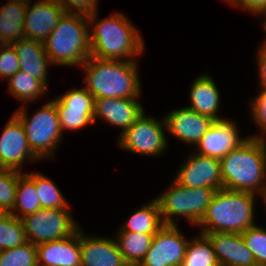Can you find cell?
Listing matches in <instances>:
<instances>
[{
	"label": "cell",
	"instance_id": "cell-27",
	"mask_svg": "<svg viewBox=\"0 0 266 266\" xmlns=\"http://www.w3.org/2000/svg\"><path fill=\"white\" fill-rule=\"evenodd\" d=\"M8 80L9 93L25 104L30 101L35 102L40 96L44 97L48 91V88L40 80L20 70Z\"/></svg>",
	"mask_w": 266,
	"mask_h": 266
},
{
	"label": "cell",
	"instance_id": "cell-5",
	"mask_svg": "<svg viewBox=\"0 0 266 266\" xmlns=\"http://www.w3.org/2000/svg\"><path fill=\"white\" fill-rule=\"evenodd\" d=\"M43 44L52 65L82 66L90 57L87 15L65 13Z\"/></svg>",
	"mask_w": 266,
	"mask_h": 266
},
{
	"label": "cell",
	"instance_id": "cell-39",
	"mask_svg": "<svg viewBox=\"0 0 266 266\" xmlns=\"http://www.w3.org/2000/svg\"><path fill=\"white\" fill-rule=\"evenodd\" d=\"M262 26H263L264 31L266 32V19L263 21ZM264 40L266 41L265 38H264Z\"/></svg>",
	"mask_w": 266,
	"mask_h": 266
},
{
	"label": "cell",
	"instance_id": "cell-40",
	"mask_svg": "<svg viewBox=\"0 0 266 266\" xmlns=\"http://www.w3.org/2000/svg\"><path fill=\"white\" fill-rule=\"evenodd\" d=\"M260 197H262V199L261 200H263L264 202V204H265V206H266V193L265 194H263L262 196H260Z\"/></svg>",
	"mask_w": 266,
	"mask_h": 266
},
{
	"label": "cell",
	"instance_id": "cell-1",
	"mask_svg": "<svg viewBox=\"0 0 266 266\" xmlns=\"http://www.w3.org/2000/svg\"><path fill=\"white\" fill-rule=\"evenodd\" d=\"M97 12L95 10L87 15L91 28L90 56L105 60L137 61V57L145 52V44L132 21L120 12L97 21Z\"/></svg>",
	"mask_w": 266,
	"mask_h": 266
},
{
	"label": "cell",
	"instance_id": "cell-6",
	"mask_svg": "<svg viewBox=\"0 0 266 266\" xmlns=\"http://www.w3.org/2000/svg\"><path fill=\"white\" fill-rule=\"evenodd\" d=\"M26 105L13 114L21 121L32 152L40 159L50 158L61 144L62 132L56 104L53 100L44 104L30 117Z\"/></svg>",
	"mask_w": 266,
	"mask_h": 266
},
{
	"label": "cell",
	"instance_id": "cell-26",
	"mask_svg": "<svg viewBox=\"0 0 266 266\" xmlns=\"http://www.w3.org/2000/svg\"><path fill=\"white\" fill-rule=\"evenodd\" d=\"M116 233V242L125 263L128 266H139L147 254L155 234L125 231Z\"/></svg>",
	"mask_w": 266,
	"mask_h": 266
},
{
	"label": "cell",
	"instance_id": "cell-42",
	"mask_svg": "<svg viewBox=\"0 0 266 266\" xmlns=\"http://www.w3.org/2000/svg\"><path fill=\"white\" fill-rule=\"evenodd\" d=\"M5 43L3 42V40H2V38L0 37V47L2 46V45H4Z\"/></svg>",
	"mask_w": 266,
	"mask_h": 266
},
{
	"label": "cell",
	"instance_id": "cell-14",
	"mask_svg": "<svg viewBox=\"0 0 266 266\" xmlns=\"http://www.w3.org/2000/svg\"><path fill=\"white\" fill-rule=\"evenodd\" d=\"M249 137H240L235 121L224 119L214 121L197 144L196 154L221 160L238 148Z\"/></svg>",
	"mask_w": 266,
	"mask_h": 266
},
{
	"label": "cell",
	"instance_id": "cell-32",
	"mask_svg": "<svg viewBox=\"0 0 266 266\" xmlns=\"http://www.w3.org/2000/svg\"><path fill=\"white\" fill-rule=\"evenodd\" d=\"M18 171L0 168V212L9 213L15 204Z\"/></svg>",
	"mask_w": 266,
	"mask_h": 266
},
{
	"label": "cell",
	"instance_id": "cell-22",
	"mask_svg": "<svg viewBox=\"0 0 266 266\" xmlns=\"http://www.w3.org/2000/svg\"><path fill=\"white\" fill-rule=\"evenodd\" d=\"M212 77L208 74H201L193 80L190 89V102L188 108L201 115L211 117L215 121L227 118L217 115L220 107V92Z\"/></svg>",
	"mask_w": 266,
	"mask_h": 266
},
{
	"label": "cell",
	"instance_id": "cell-36",
	"mask_svg": "<svg viewBox=\"0 0 266 266\" xmlns=\"http://www.w3.org/2000/svg\"><path fill=\"white\" fill-rule=\"evenodd\" d=\"M66 11V13H81L89 15L98 10L99 0H55Z\"/></svg>",
	"mask_w": 266,
	"mask_h": 266
},
{
	"label": "cell",
	"instance_id": "cell-28",
	"mask_svg": "<svg viewBox=\"0 0 266 266\" xmlns=\"http://www.w3.org/2000/svg\"><path fill=\"white\" fill-rule=\"evenodd\" d=\"M197 236L188 241L182 266H220L209 238L202 233Z\"/></svg>",
	"mask_w": 266,
	"mask_h": 266
},
{
	"label": "cell",
	"instance_id": "cell-15",
	"mask_svg": "<svg viewBox=\"0 0 266 266\" xmlns=\"http://www.w3.org/2000/svg\"><path fill=\"white\" fill-rule=\"evenodd\" d=\"M31 4L28 3L24 18L25 38L43 43L66 11L55 0H39Z\"/></svg>",
	"mask_w": 266,
	"mask_h": 266
},
{
	"label": "cell",
	"instance_id": "cell-19",
	"mask_svg": "<svg viewBox=\"0 0 266 266\" xmlns=\"http://www.w3.org/2000/svg\"><path fill=\"white\" fill-rule=\"evenodd\" d=\"M202 234L211 241L220 266H257L241 234L233 232Z\"/></svg>",
	"mask_w": 266,
	"mask_h": 266
},
{
	"label": "cell",
	"instance_id": "cell-10",
	"mask_svg": "<svg viewBox=\"0 0 266 266\" xmlns=\"http://www.w3.org/2000/svg\"><path fill=\"white\" fill-rule=\"evenodd\" d=\"M57 108L61 132L74 131L94 124L95 98L86 87L72 88L52 99Z\"/></svg>",
	"mask_w": 266,
	"mask_h": 266
},
{
	"label": "cell",
	"instance_id": "cell-3",
	"mask_svg": "<svg viewBox=\"0 0 266 266\" xmlns=\"http://www.w3.org/2000/svg\"><path fill=\"white\" fill-rule=\"evenodd\" d=\"M136 61L105 60L90 56L81 66L85 87L99 98H139L142 94Z\"/></svg>",
	"mask_w": 266,
	"mask_h": 266
},
{
	"label": "cell",
	"instance_id": "cell-23",
	"mask_svg": "<svg viewBox=\"0 0 266 266\" xmlns=\"http://www.w3.org/2000/svg\"><path fill=\"white\" fill-rule=\"evenodd\" d=\"M7 1L0 7V37L4 43H12L25 38L23 24L28 3Z\"/></svg>",
	"mask_w": 266,
	"mask_h": 266
},
{
	"label": "cell",
	"instance_id": "cell-20",
	"mask_svg": "<svg viewBox=\"0 0 266 266\" xmlns=\"http://www.w3.org/2000/svg\"><path fill=\"white\" fill-rule=\"evenodd\" d=\"M42 266H81L80 227L69 237L36 245Z\"/></svg>",
	"mask_w": 266,
	"mask_h": 266
},
{
	"label": "cell",
	"instance_id": "cell-16",
	"mask_svg": "<svg viewBox=\"0 0 266 266\" xmlns=\"http://www.w3.org/2000/svg\"><path fill=\"white\" fill-rule=\"evenodd\" d=\"M166 131L186 144L197 145L215 120L183 107L172 110L164 117Z\"/></svg>",
	"mask_w": 266,
	"mask_h": 266
},
{
	"label": "cell",
	"instance_id": "cell-7",
	"mask_svg": "<svg viewBox=\"0 0 266 266\" xmlns=\"http://www.w3.org/2000/svg\"><path fill=\"white\" fill-rule=\"evenodd\" d=\"M215 192L212 188H188L173 181L168 190L156 198L163 224L176 225L181 216L198 226Z\"/></svg>",
	"mask_w": 266,
	"mask_h": 266
},
{
	"label": "cell",
	"instance_id": "cell-34",
	"mask_svg": "<svg viewBox=\"0 0 266 266\" xmlns=\"http://www.w3.org/2000/svg\"><path fill=\"white\" fill-rule=\"evenodd\" d=\"M253 98L252 102H250V113L252 119L258 125L257 127L260 128L261 133L248 137L266 140V89H260V93Z\"/></svg>",
	"mask_w": 266,
	"mask_h": 266
},
{
	"label": "cell",
	"instance_id": "cell-11",
	"mask_svg": "<svg viewBox=\"0 0 266 266\" xmlns=\"http://www.w3.org/2000/svg\"><path fill=\"white\" fill-rule=\"evenodd\" d=\"M189 239L176 225H163L139 266H182Z\"/></svg>",
	"mask_w": 266,
	"mask_h": 266
},
{
	"label": "cell",
	"instance_id": "cell-33",
	"mask_svg": "<svg viewBox=\"0 0 266 266\" xmlns=\"http://www.w3.org/2000/svg\"><path fill=\"white\" fill-rule=\"evenodd\" d=\"M242 238L252 252L258 266H266V229L254 225L243 233Z\"/></svg>",
	"mask_w": 266,
	"mask_h": 266
},
{
	"label": "cell",
	"instance_id": "cell-41",
	"mask_svg": "<svg viewBox=\"0 0 266 266\" xmlns=\"http://www.w3.org/2000/svg\"><path fill=\"white\" fill-rule=\"evenodd\" d=\"M15 1H23V2H26V3H32L31 0H15Z\"/></svg>",
	"mask_w": 266,
	"mask_h": 266
},
{
	"label": "cell",
	"instance_id": "cell-24",
	"mask_svg": "<svg viewBox=\"0 0 266 266\" xmlns=\"http://www.w3.org/2000/svg\"><path fill=\"white\" fill-rule=\"evenodd\" d=\"M163 225L159 203L155 198L130 214L118 231L156 234Z\"/></svg>",
	"mask_w": 266,
	"mask_h": 266
},
{
	"label": "cell",
	"instance_id": "cell-31",
	"mask_svg": "<svg viewBox=\"0 0 266 266\" xmlns=\"http://www.w3.org/2000/svg\"><path fill=\"white\" fill-rule=\"evenodd\" d=\"M37 248L35 244L24 245L0 251V266H37Z\"/></svg>",
	"mask_w": 266,
	"mask_h": 266
},
{
	"label": "cell",
	"instance_id": "cell-12",
	"mask_svg": "<svg viewBox=\"0 0 266 266\" xmlns=\"http://www.w3.org/2000/svg\"><path fill=\"white\" fill-rule=\"evenodd\" d=\"M40 160L31 150L21 121L13 114L0 136V168L21 172L24 161Z\"/></svg>",
	"mask_w": 266,
	"mask_h": 266
},
{
	"label": "cell",
	"instance_id": "cell-38",
	"mask_svg": "<svg viewBox=\"0 0 266 266\" xmlns=\"http://www.w3.org/2000/svg\"><path fill=\"white\" fill-rule=\"evenodd\" d=\"M262 45L258 47L257 51V66L259 74L260 89H266V41L263 40Z\"/></svg>",
	"mask_w": 266,
	"mask_h": 266
},
{
	"label": "cell",
	"instance_id": "cell-21",
	"mask_svg": "<svg viewBox=\"0 0 266 266\" xmlns=\"http://www.w3.org/2000/svg\"><path fill=\"white\" fill-rule=\"evenodd\" d=\"M11 44L15 48L19 59V70L40 80L48 87L47 68L52 65L45 51L44 44L27 38L19 39Z\"/></svg>",
	"mask_w": 266,
	"mask_h": 266
},
{
	"label": "cell",
	"instance_id": "cell-4",
	"mask_svg": "<svg viewBox=\"0 0 266 266\" xmlns=\"http://www.w3.org/2000/svg\"><path fill=\"white\" fill-rule=\"evenodd\" d=\"M256 194L219 189L198 224L200 233H243L255 223Z\"/></svg>",
	"mask_w": 266,
	"mask_h": 266
},
{
	"label": "cell",
	"instance_id": "cell-9",
	"mask_svg": "<svg viewBox=\"0 0 266 266\" xmlns=\"http://www.w3.org/2000/svg\"><path fill=\"white\" fill-rule=\"evenodd\" d=\"M161 120L145 115L144 111L128 129L119 134L118 146L136 154L160 156L168 146L163 130L166 122L164 117Z\"/></svg>",
	"mask_w": 266,
	"mask_h": 266
},
{
	"label": "cell",
	"instance_id": "cell-18",
	"mask_svg": "<svg viewBox=\"0 0 266 266\" xmlns=\"http://www.w3.org/2000/svg\"><path fill=\"white\" fill-rule=\"evenodd\" d=\"M114 239L86 235L80 226L81 266H128Z\"/></svg>",
	"mask_w": 266,
	"mask_h": 266
},
{
	"label": "cell",
	"instance_id": "cell-8",
	"mask_svg": "<svg viewBox=\"0 0 266 266\" xmlns=\"http://www.w3.org/2000/svg\"><path fill=\"white\" fill-rule=\"evenodd\" d=\"M21 221L27 242L35 245L67 238L80 227L70 210L61 208H41Z\"/></svg>",
	"mask_w": 266,
	"mask_h": 266
},
{
	"label": "cell",
	"instance_id": "cell-17",
	"mask_svg": "<svg viewBox=\"0 0 266 266\" xmlns=\"http://www.w3.org/2000/svg\"><path fill=\"white\" fill-rule=\"evenodd\" d=\"M139 98H99L95 99L94 123L106 120L111 125L128 129L144 112Z\"/></svg>",
	"mask_w": 266,
	"mask_h": 266
},
{
	"label": "cell",
	"instance_id": "cell-35",
	"mask_svg": "<svg viewBox=\"0 0 266 266\" xmlns=\"http://www.w3.org/2000/svg\"><path fill=\"white\" fill-rule=\"evenodd\" d=\"M19 59L15 48L11 43H5L0 47V77L9 79L19 71Z\"/></svg>",
	"mask_w": 266,
	"mask_h": 266
},
{
	"label": "cell",
	"instance_id": "cell-2",
	"mask_svg": "<svg viewBox=\"0 0 266 266\" xmlns=\"http://www.w3.org/2000/svg\"><path fill=\"white\" fill-rule=\"evenodd\" d=\"M220 163L224 189L260 196L266 193V140L249 137Z\"/></svg>",
	"mask_w": 266,
	"mask_h": 266
},
{
	"label": "cell",
	"instance_id": "cell-37",
	"mask_svg": "<svg viewBox=\"0 0 266 266\" xmlns=\"http://www.w3.org/2000/svg\"><path fill=\"white\" fill-rule=\"evenodd\" d=\"M233 7H241L245 11L266 17V0H234L231 4Z\"/></svg>",
	"mask_w": 266,
	"mask_h": 266
},
{
	"label": "cell",
	"instance_id": "cell-13",
	"mask_svg": "<svg viewBox=\"0 0 266 266\" xmlns=\"http://www.w3.org/2000/svg\"><path fill=\"white\" fill-rule=\"evenodd\" d=\"M179 168L174 181L181 186L223 189L219 159L201 156L194 152Z\"/></svg>",
	"mask_w": 266,
	"mask_h": 266
},
{
	"label": "cell",
	"instance_id": "cell-29",
	"mask_svg": "<svg viewBox=\"0 0 266 266\" xmlns=\"http://www.w3.org/2000/svg\"><path fill=\"white\" fill-rule=\"evenodd\" d=\"M26 242L21 219L11 213L0 212V251L24 245Z\"/></svg>",
	"mask_w": 266,
	"mask_h": 266
},
{
	"label": "cell",
	"instance_id": "cell-30",
	"mask_svg": "<svg viewBox=\"0 0 266 266\" xmlns=\"http://www.w3.org/2000/svg\"><path fill=\"white\" fill-rule=\"evenodd\" d=\"M35 189L39 197L41 208H61L69 209V203L60 189L55 185V181L46 175L35 172Z\"/></svg>",
	"mask_w": 266,
	"mask_h": 266
},
{
	"label": "cell",
	"instance_id": "cell-25",
	"mask_svg": "<svg viewBox=\"0 0 266 266\" xmlns=\"http://www.w3.org/2000/svg\"><path fill=\"white\" fill-rule=\"evenodd\" d=\"M39 209H41V204L35 189V172L18 171L15 204L9 213L21 219Z\"/></svg>",
	"mask_w": 266,
	"mask_h": 266
},
{
	"label": "cell",
	"instance_id": "cell-43",
	"mask_svg": "<svg viewBox=\"0 0 266 266\" xmlns=\"http://www.w3.org/2000/svg\"><path fill=\"white\" fill-rule=\"evenodd\" d=\"M224 1L231 4L234 0H224Z\"/></svg>",
	"mask_w": 266,
	"mask_h": 266
}]
</instances>
